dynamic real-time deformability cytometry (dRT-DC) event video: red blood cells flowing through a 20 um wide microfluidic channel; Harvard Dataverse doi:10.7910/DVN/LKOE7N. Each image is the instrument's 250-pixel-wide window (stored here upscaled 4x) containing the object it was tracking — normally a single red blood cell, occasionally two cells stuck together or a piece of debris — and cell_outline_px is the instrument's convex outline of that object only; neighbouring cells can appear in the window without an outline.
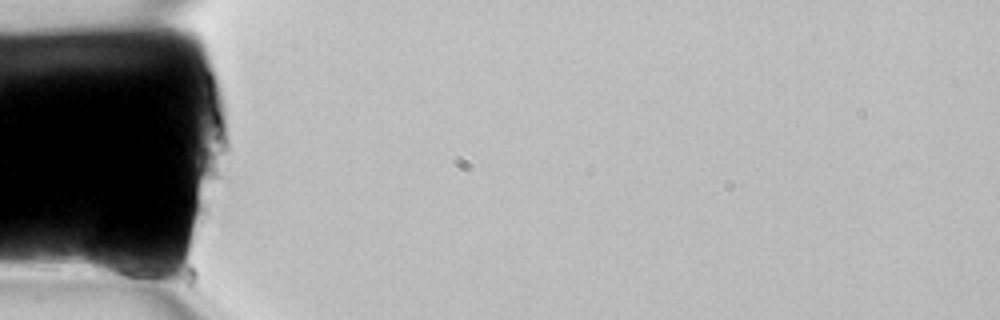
{"species": "common noctule bat (a hibernating species)", "species_latin": "Nyctalus noctula", "temperature_condition": "room temperature", "stored_images_in_passage": 3, "camera_frame_rate_fps": 3000, "um_per_image_px": 0.085, "animal": {"sex": "female", "body_mass_g": 22.7, "forearm_length_mm": 54.2}, "frame": {"image": 1, "passage_image": 1, "time_ms": 0.0, "image_size_px": [1000, 320], "cell_outline_px": [[160, 272], [156, 288], [144, 288], [92, 272], [88, 264], [88, 256], [92, 236], [96, 228], [140, 256]], "centroid_in_image_um": [10.2, 22.3], "position_along_channel_um": 74.8, "area_um2": 17.11}}